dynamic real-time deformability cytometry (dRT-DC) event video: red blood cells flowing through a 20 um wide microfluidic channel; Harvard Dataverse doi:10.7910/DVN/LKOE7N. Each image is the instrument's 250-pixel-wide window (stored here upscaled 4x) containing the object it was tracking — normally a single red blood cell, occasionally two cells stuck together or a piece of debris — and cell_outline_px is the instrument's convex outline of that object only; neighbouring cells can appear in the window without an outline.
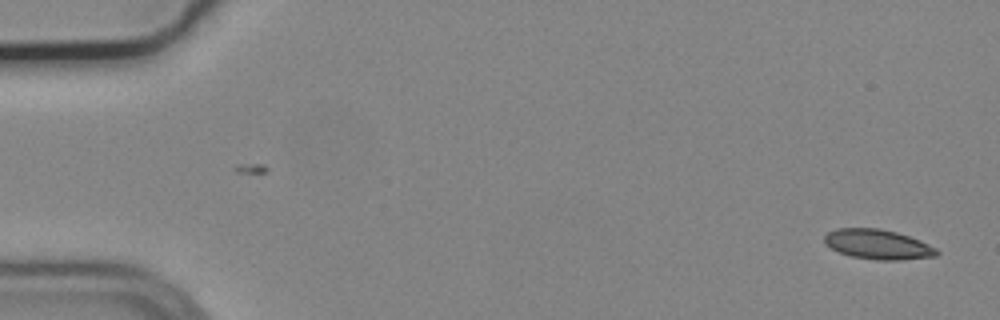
{"species": "common noctule bat (a hibernating species)", "species_latin": "Nyctalus noctula", "temperature_condition": "cold", "stored_images_in_passage": 3, "camera_frame_rate_fps": 3000, "um_per_image_px": 0.085, "animal": {"sex": "male", "body_mass_g": 19.2, "forearm_length_mm": 51.8}, "frame": {"image": 1, "passage_image": 3, "time_ms": 0.667, "image_size_px": [1000, 320], "cell_outline_px": [[940, 252], [936, 256], [900, 260], [876, 260], [852, 256], [840, 252], [824, 244], [824, 236], [828, 232], [836, 228], [880, 228], [896, 232], [920, 240], [936, 248]], "centroid_in_image_um": [74.61, 20.77], "position_along_channel_um": 10.4, "area_um2": 19.48}}